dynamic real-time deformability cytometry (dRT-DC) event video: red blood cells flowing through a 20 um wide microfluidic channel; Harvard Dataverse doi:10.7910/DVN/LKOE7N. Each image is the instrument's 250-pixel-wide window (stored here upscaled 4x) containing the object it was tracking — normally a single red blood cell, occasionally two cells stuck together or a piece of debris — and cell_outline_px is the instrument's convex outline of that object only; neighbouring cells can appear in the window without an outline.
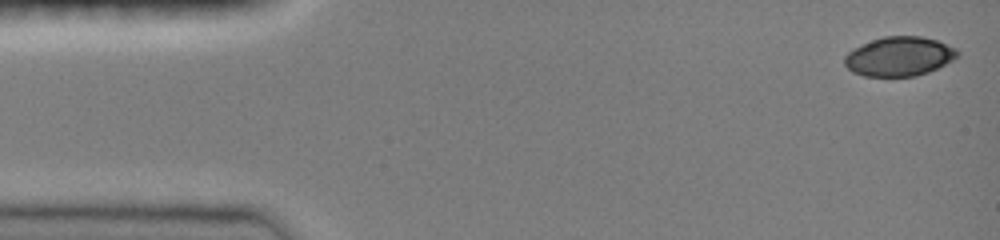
{"species": "common noctule bat (a hibernating species)", "species_latin": "Nyctalus noctula", "temperature_condition": "room temperature", "stored_images_in_passage": 46, "camera_frame_rate_fps": 3000, "um_per_image_px": 0.085, "animal": {"sex": "female", "body_mass_g": 19.0, "forearm_length_mm": 51.5}, "frame": {"image": 1, "passage_image": 1, "time_ms": 0.0, "image_size_px": [1000, 240], "cell_outline_px": [[960, 52], [952, 60], [928, 72], [916, 76], [864, 76], [852, 72], [844, 64], [844, 56], [848, 52], [872, 40], [884, 36], [920, 36], [936, 40], [956, 48]], "centroid_in_image_um": [76.42, 4.8], "position_along_channel_um": 8.6, "area_um2": 25.61}}
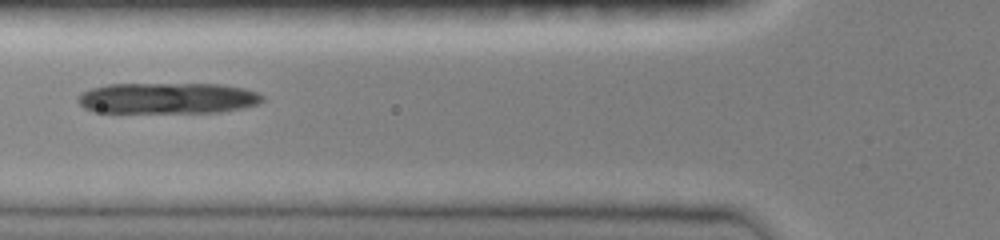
{"frame": {"image": 2, "passage_image": 17, "time_ms": 5.333, "image_size_px": [1000, 240], "cell_outline_px": [[264, 100], [260, 104], [220, 112], [92, 112], [84, 108], [76, 100], [76, 96], [92, 88], [108, 84], [224, 84], [244, 88], [256, 92], [264, 96]], "centroid_in_image_um": [14.25, 8.34], "position_along_channel_um": 111.6, "area_um2": 33.47}}
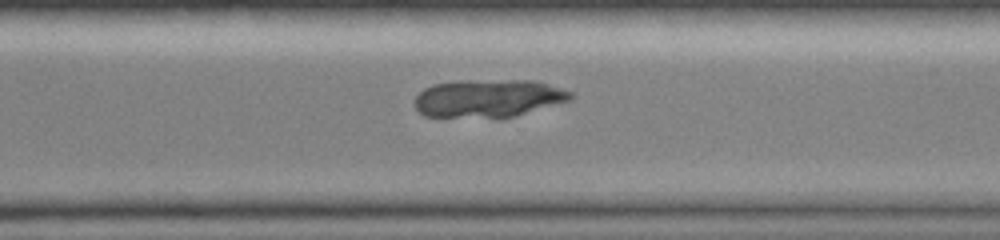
{"frame": {"image": 3, "passage_image": 33, "time_ms": 10.667, "image_size_px": [1000, 240], "cell_outline_px": [[576, 96], [572, 100], [516, 116], [424, 116], [416, 108], [416, 96], [424, 88], [432, 84], [452, 80], [532, 80], [572, 92]], "centroid_in_image_um": [41.52, 8.32], "position_along_channel_um": 329.1, "area_um2": 34.16}}